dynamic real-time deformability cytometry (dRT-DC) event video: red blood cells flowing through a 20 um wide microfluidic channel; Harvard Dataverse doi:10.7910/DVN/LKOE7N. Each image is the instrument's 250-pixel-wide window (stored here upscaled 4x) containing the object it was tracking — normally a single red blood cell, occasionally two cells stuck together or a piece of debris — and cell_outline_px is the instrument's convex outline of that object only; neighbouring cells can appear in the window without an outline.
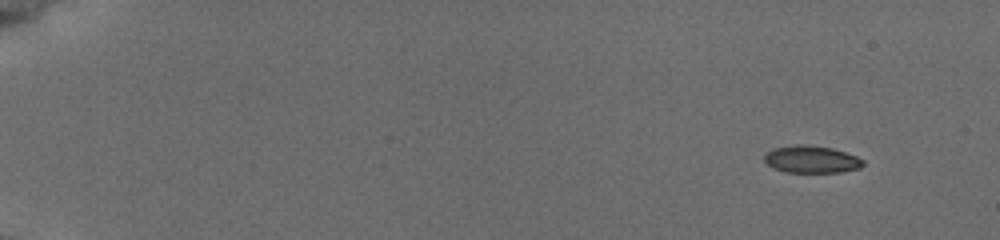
{"species": "common noctule bat (a hibernating species)", "species_latin": "Nyctalus noctula", "temperature_condition": "cold", "stored_images_in_passage": 10, "camera_frame_rate_fps": 3000, "um_per_image_px": 0.085, "animal": {"sex": "female", "body_mass_g": 19.5, "forearm_length_mm": 54.1}, "frame": {"image": 1, "passage_image": 1, "time_ms": 0.0, "image_size_px": [1000, 240], "cell_outline_px": [[864, 164], [860, 168], [840, 172], [784, 172], [768, 164], [764, 160], [764, 156], [768, 152], [776, 148], [800, 144], [832, 148], [856, 156], [864, 160]], "centroid_in_image_um": [69.01, 13.55], "position_along_channel_um": 16.0, "area_um2": 15.37}}
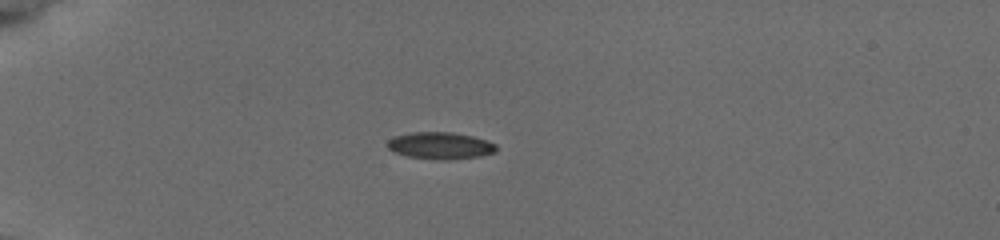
{"frame": {"image": 2, "passage_image": 6, "time_ms": 4.0, "image_size_px": [1000, 240], "cell_outline_px": [[496, 152], [480, 156], [448, 160], [444, 160], [408, 156], [396, 152], [388, 148], [388, 140], [396, 136], [412, 132], [448, 132], [472, 136], [496, 144]], "centroid_in_image_um": [37.44, 12.38], "position_along_channel_um": 47.6, "area_um2": 16.76}}
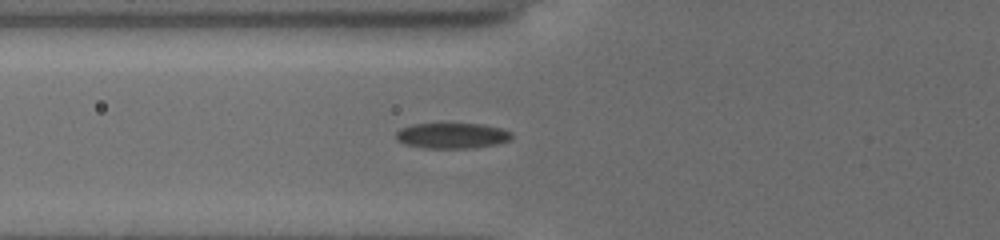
{"frame": {"image": 3, "passage_image": 9, "time_ms": 6.0, "image_size_px": [1000, 240], "cell_outline_px": [[512, 136], [508, 140], [496, 144], [472, 148], [424, 148], [404, 144], [396, 140], [396, 132], [400, 128], [412, 124], [484, 124], [500, 128], [512, 132]], "centroid_in_image_um": [38.39, 11.53], "position_along_channel_um": 87.4, "area_um2": 17.22}}